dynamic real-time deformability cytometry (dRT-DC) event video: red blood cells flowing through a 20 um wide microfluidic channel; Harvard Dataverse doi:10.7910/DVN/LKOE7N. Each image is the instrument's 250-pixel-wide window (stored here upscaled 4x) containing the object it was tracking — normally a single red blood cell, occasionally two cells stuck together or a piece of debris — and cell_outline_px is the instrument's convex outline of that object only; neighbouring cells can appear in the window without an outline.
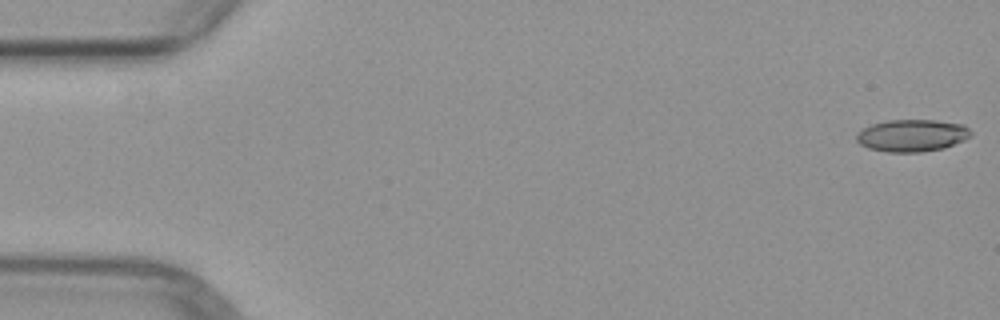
{"species": "common noctule bat (a hibernating species)", "species_latin": "Nyctalus noctula", "temperature_condition": "warm", "stored_images_in_passage": 8, "camera_frame_rate_fps": 3000, "um_per_image_px": 0.085, "animal": {"sex": "female", "body_mass_g": 29.2, "forearm_length_mm": 56.3}, "frame": {"image": 1, "passage_image": 1, "time_ms": 0.0, "image_size_px": [1000, 320], "cell_outline_px": [[972, 136], [964, 140], [944, 148], [920, 152], [888, 152], [868, 148], [860, 144], [856, 140], [856, 132], [872, 124], [888, 120], [936, 120], [964, 124], [972, 132]], "centroid_in_image_um": [77.53, 11.51], "position_along_channel_um": 7.5, "area_um2": 21.56}}
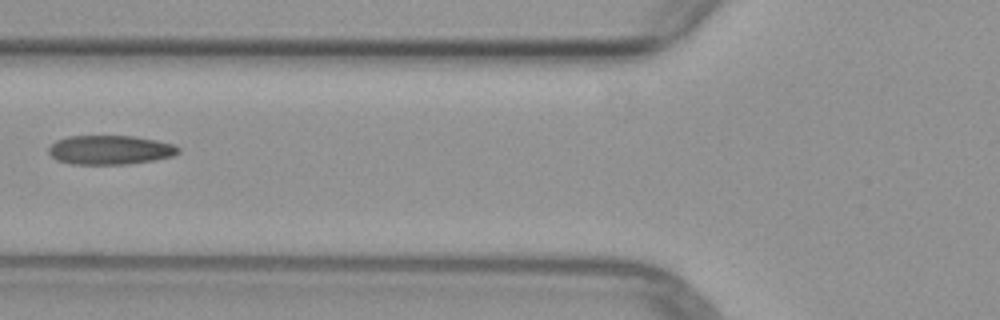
{"frame": {"image": 2, "passage_image": 6, "time_ms": 6.333, "image_size_px": [1000, 320], "cell_outline_px": [[180, 152], [172, 156], [152, 160], [128, 164], [72, 164], [56, 160], [48, 152], [48, 148], [56, 140], [68, 136], [132, 136], [156, 140], [172, 144], [180, 148]], "centroid_in_image_um": [9.33, 12.74], "position_along_channel_um": 116.5, "area_um2": 21.96}}
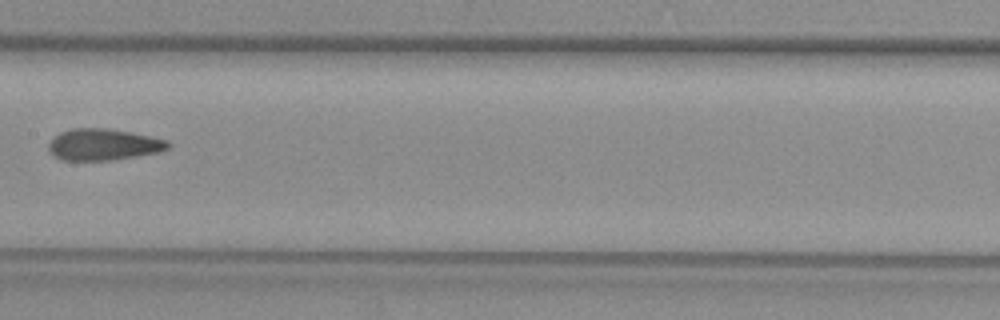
{"frame": {"image": 3, "passage_image": 8, "time_ms": 8.333, "image_size_px": [1000, 320], "cell_outline_px": [[172, 144], [168, 148], [160, 152], [108, 160], [60, 160], [48, 148], [48, 144], [60, 132], [72, 128], [108, 128], [168, 140]], "centroid_in_image_um": [8.8, 12.28], "position_along_channel_um": 198.6, "area_um2": 21.62}}